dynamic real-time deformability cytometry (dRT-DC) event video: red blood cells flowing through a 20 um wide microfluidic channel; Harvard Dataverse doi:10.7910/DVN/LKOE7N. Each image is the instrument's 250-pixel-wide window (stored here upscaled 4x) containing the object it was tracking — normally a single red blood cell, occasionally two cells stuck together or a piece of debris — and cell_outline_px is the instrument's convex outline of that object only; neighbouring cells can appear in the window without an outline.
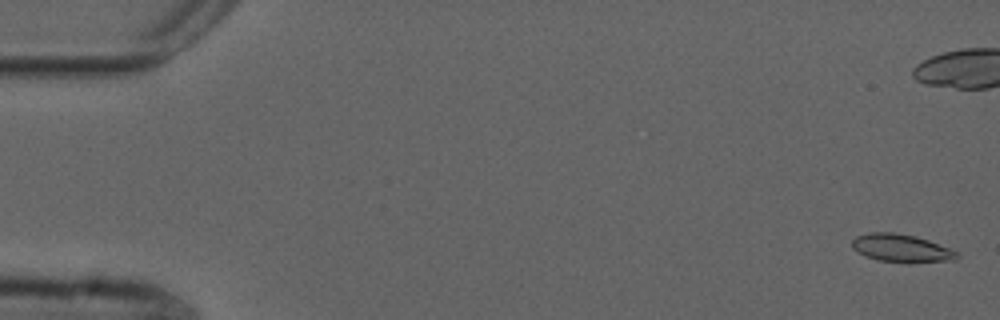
{"species": "common noctule bat (a hibernating species)", "species_latin": "Nyctalus noctula", "temperature_condition": "cold", "stored_images_in_passage": 56, "camera_frame_rate_fps": 3000, "um_per_image_px": 0.085, "animal": {"sex": "male", "forearm_length_mm": 52.5}, "frame": {"image": 1, "passage_image": 2, "time_ms": 0.333, "image_size_px": [1000, 320], "cell_outline_px": [[960, 256], [956, 260], [876, 260], [864, 256], [856, 252], [852, 248], [852, 240], [856, 236], [868, 232], [892, 232], [916, 236], [928, 240], [960, 252]], "centroid_in_image_um": [76.56, 21.04], "position_along_channel_um": 8.4, "area_um2": 16.53}}
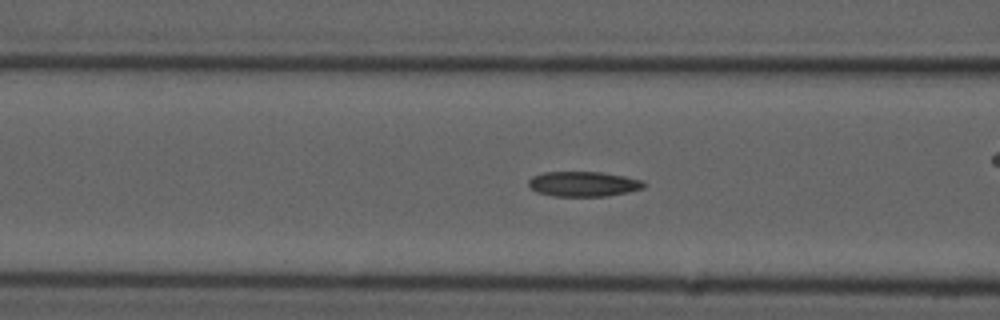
{"frame": {"image": 2, "passage_image": 22, "time_ms": 7.0, "image_size_px": [1000, 320], "cell_outline_px": [[648, 184], [644, 188], [628, 192], [608, 196], [552, 196], [536, 192], [528, 188], [528, 180], [532, 176], [544, 172], [600, 172], [624, 176], [644, 180]], "centroid_in_image_um": [49.59, 15.64], "position_along_channel_um": 117.0, "area_um2": 17.11}}
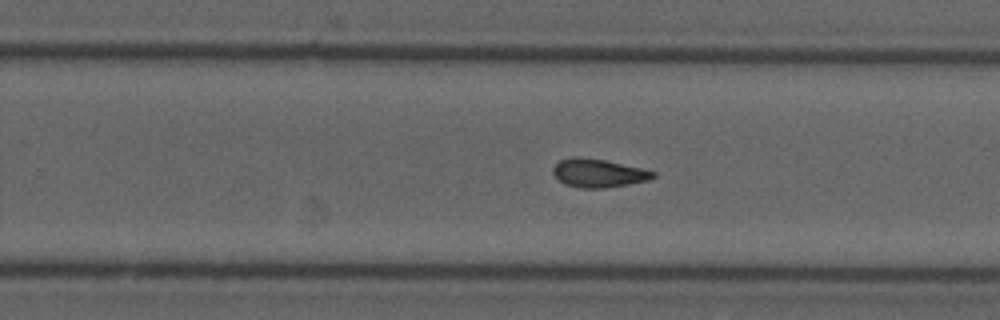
{"frame": {"image": 3, "passage_image": 35, "time_ms": 11.333, "image_size_px": [1000, 320], "cell_outline_px": [[656, 176], [648, 180], [628, 184], [604, 188], [580, 188], [564, 184], [552, 172], [552, 168], [560, 160], [576, 156], [604, 160], [640, 168], [656, 172]], "centroid_in_image_um": [50.85, 14.72], "position_along_channel_um": 279.0, "area_um2": 16.36}, "authors_computed_cell_mechanics": {"area_um2": 16.762, "velocity_mm_per_s": 3.7422, "shape_relaxation_time_tau1_ms": null, "shape_relaxation_time_tau2_ms": 2.7486, "deformation_change_tau1": null, "deformation_change_tau2": 0.0873}}